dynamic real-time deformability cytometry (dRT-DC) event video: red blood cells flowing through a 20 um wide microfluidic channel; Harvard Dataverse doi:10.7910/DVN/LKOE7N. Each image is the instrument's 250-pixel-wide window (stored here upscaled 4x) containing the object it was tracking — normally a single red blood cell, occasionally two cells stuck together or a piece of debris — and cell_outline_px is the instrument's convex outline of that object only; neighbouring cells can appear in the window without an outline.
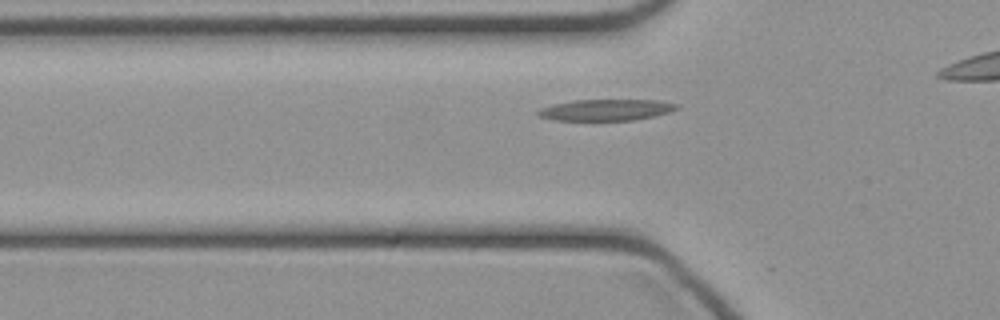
{"species": "common noctule bat (a hibernating species)", "species_latin": "Nyctalus noctula", "temperature_condition": "cold", "stored_images_in_passage": 31, "segment_of_instrument_passage": [1, 2], "camera_frame_rate_fps": 3000, "um_per_image_px": 0.085, "animal": {"sex": "female", "body_mass_g": 21.9}, "frame": {"image": 1, "passage_image": 8, "time_ms": 2.333, "image_size_px": [1000, 320], "cell_outline_px": [[680, 108], [656, 116], [632, 120], [552, 120], [540, 116], [536, 112], [540, 108], [552, 104], [572, 100], [656, 100], [680, 104]], "centroid_in_image_um": [51.52, 9.34], "position_along_channel_um": 74.3, "area_um2": 17.28}}
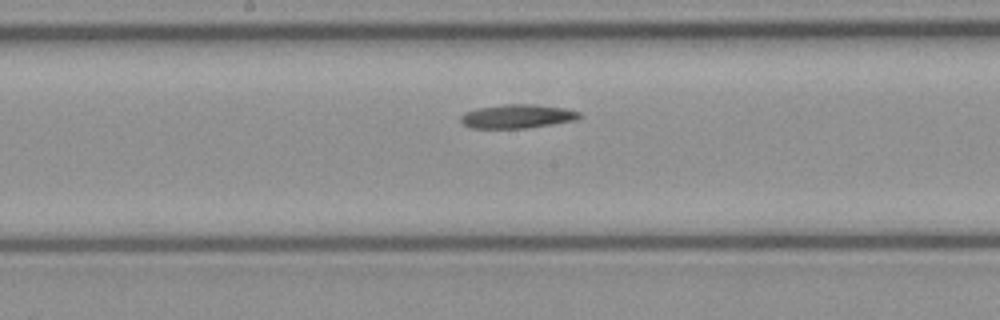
{"frame": {"image": 2, "passage_image": 17, "time_ms": 5.333, "image_size_px": [1000, 320], "cell_outline_px": [[584, 116], [576, 120], [524, 128], [468, 128], [460, 120], [460, 116], [464, 112], [476, 108], [504, 104], [532, 104], [564, 108], [580, 112]], "centroid_in_image_um": [43.95, 9.88], "position_along_channel_um": 204.3, "area_um2": 16.53}}
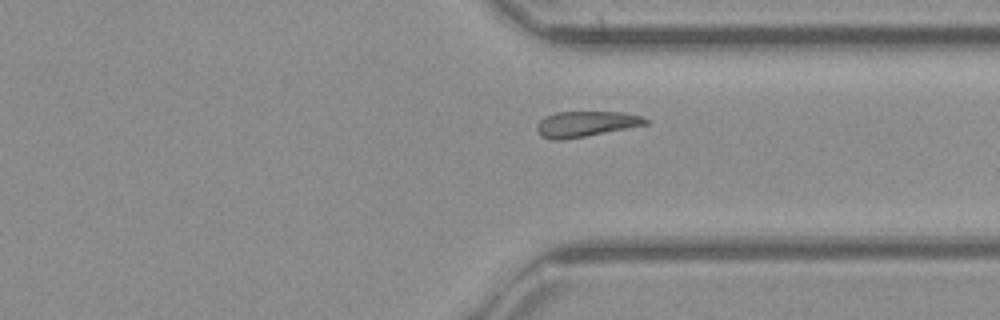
{"frame": {"image": 3, "passage_image": 28, "time_ms": 9.0, "image_size_px": [1000, 320], "cell_outline_px": [[648, 124], [564, 140], [552, 140], [540, 136], [536, 128], [536, 124], [544, 116], [556, 112], [624, 112], [644, 116], [648, 120]], "centroid_in_image_um": [49.77, 10.53], "position_along_channel_um": 361.6, "area_um2": 16.3}}